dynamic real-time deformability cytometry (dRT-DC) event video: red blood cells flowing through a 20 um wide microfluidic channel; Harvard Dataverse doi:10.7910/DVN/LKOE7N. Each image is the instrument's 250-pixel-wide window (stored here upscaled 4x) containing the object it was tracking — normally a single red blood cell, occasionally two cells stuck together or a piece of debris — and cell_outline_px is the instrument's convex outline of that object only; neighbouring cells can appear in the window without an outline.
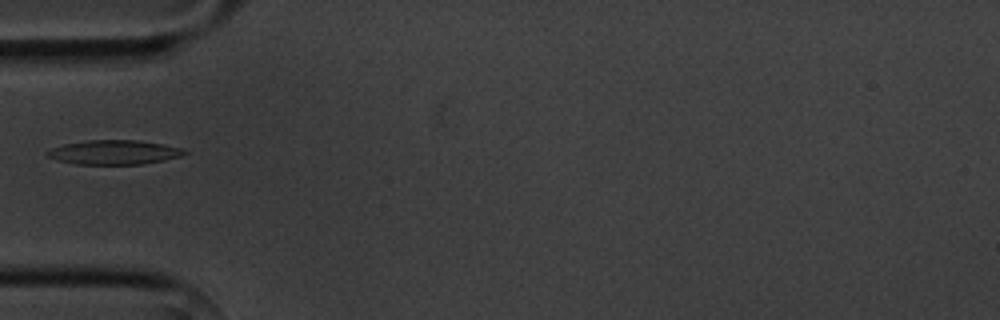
{"species": "common noctule bat (a hibernating species)", "species_latin": "Nyctalus noctula", "temperature_condition": "cold", "stored_images_in_passage": 5, "camera_frame_rate_fps": 3000, "um_per_image_px": 0.085, "animal": {"sex": "male", "body_mass_g": 20.1, "forearm_length_mm": 53.5}, "frame": {"image": 1, "passage_image": 4, "time_ms": 7.0, "image_size_px": [1000, 320], "cell_outline_px": [[188, 152], [180, 156], [164, 160], [140, 164], [76, 164], [56, 160], [48, 156], [44, 152], [52, 148], [64, 144], [88, 140], [136, 140], [164, 144], [180, 148]], "centroid_in_image_um": [9.67, 12.94], "position_along_channel_um": 75.3, "area_um2": 19.31}}
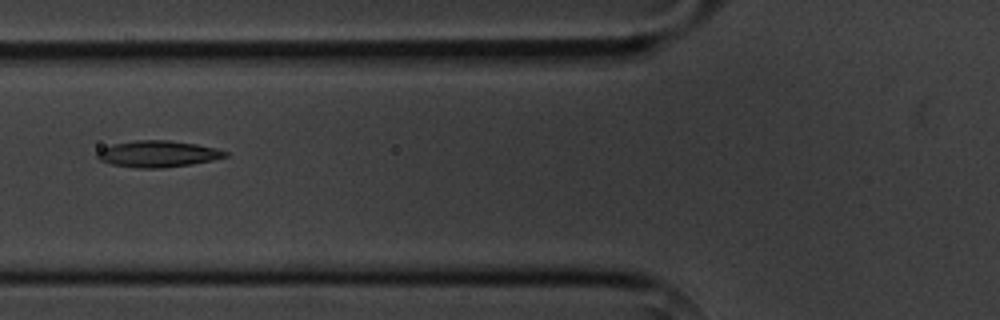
{"frame": {"image": 2, "passage_image": 5, "time_ms": 8.0, "image_size_px": [1000, 320], "cell_outline_px": [[228, 156], [212, 160], [192, 164], [164, 168], [136, 168], [112, 164], [100, 160], [96, 156], [96, 152], [112, 144], [136, 140], [168, 140], [196, 144], [216, 148], [228, 152]], "centroid_in_image_um": [13.42, 13.08], "position_along_channel_um": 112.4, "area_um2": 19.71}}